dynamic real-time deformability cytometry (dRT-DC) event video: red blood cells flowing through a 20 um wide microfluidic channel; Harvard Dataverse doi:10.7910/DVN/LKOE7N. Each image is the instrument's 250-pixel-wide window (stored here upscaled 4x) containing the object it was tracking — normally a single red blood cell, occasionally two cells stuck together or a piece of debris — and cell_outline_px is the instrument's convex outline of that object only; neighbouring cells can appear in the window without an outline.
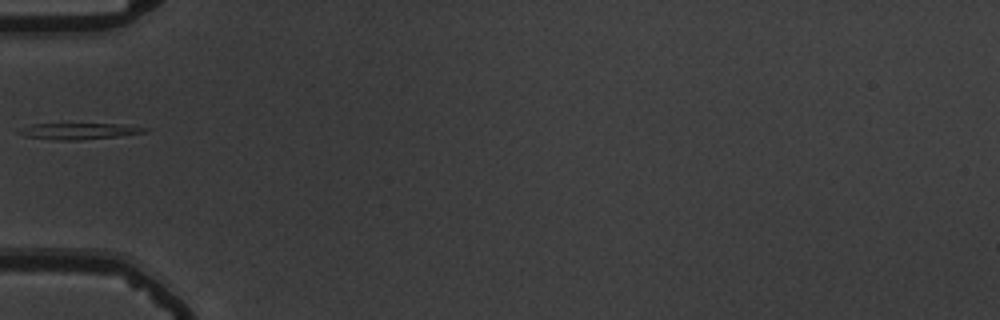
{"species": "common noctule bat (a hibernating species)", "species_latin": "Nyctalus noctula", "temperature_condition": "warm", "stored_images_in_passage": 36, "camera_frame_rate_fps": 3000, "um_per_image_px": 0.085, "animal": {"sex": "male", "body_mass_g": 19.5, "forearm_length_mm": 54.6}, "frame": {"image": 1, "passage_image": 1, "time_ms": 0.0, "image_size_px": [1000, 320], "cell_outline_px": [[152, 128], [144, 132], [116, 136], [80, 140], [56, 140], [24, 136], [16, 132], [16, 128], [32, 124], [120, 124]], "centroid_in_image_um": [6.63, 11.14], "position_along_channel_um": 78.4, "area_um2": 11.91}}
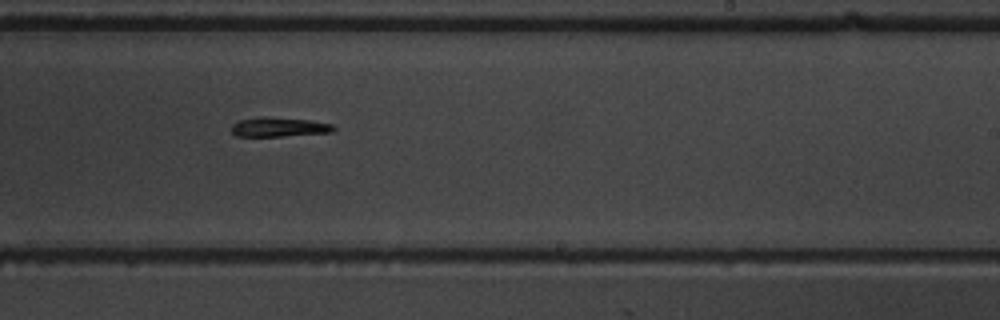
{"frame": {"image": 2, "passage_image": 16, "time_ms": 5.0, "image_size_px": [1000, 320], "cell_outline_px": [[336, 128], [332, 132], [280, 136], [236, 136], [232, 132], [232, 124], [240, 120], [312, 120], [332, 124]], "centroid_in_image_um": [23.78, 10.86], "position_along_channel_um": 265.2, "area_um2": 10.46}}
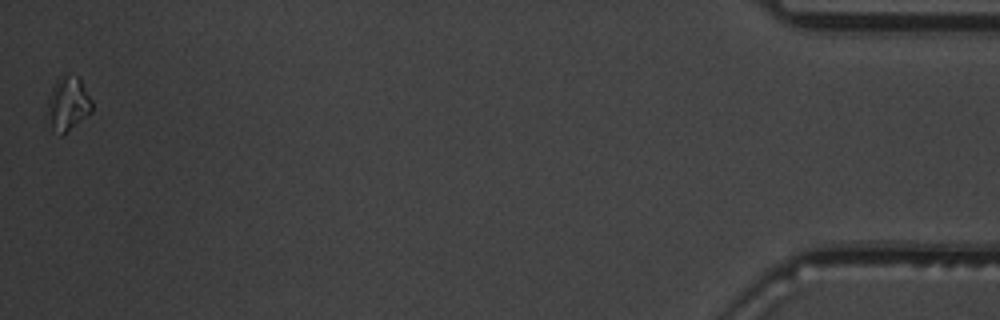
{"frame": {"image": 3, "passage_image": 36, "time_ms": 11.667, "image_size_px": [1000, 320], "cell_outline_px": [[92, 112], [64, 136], [60, 136], [52, 128], [44, 116], [48, 100], [52, 88], [56, 80], [64, 76], [76, 76], [80, 80], [92, 100]], "centroid_in_image_um": [5.75, 8.91], "position_along_channel_um": 429.5, "area_um2": 14.28}}